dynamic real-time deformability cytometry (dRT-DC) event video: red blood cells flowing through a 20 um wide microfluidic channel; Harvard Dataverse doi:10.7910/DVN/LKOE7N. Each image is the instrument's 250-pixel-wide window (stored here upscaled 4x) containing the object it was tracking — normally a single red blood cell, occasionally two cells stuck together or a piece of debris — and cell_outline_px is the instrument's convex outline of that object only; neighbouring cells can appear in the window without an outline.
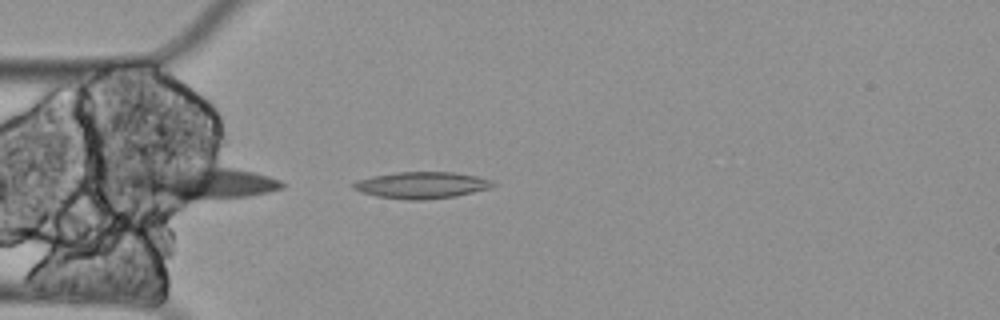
{"species": "Egyptian fruit bat (a non-hibernating species)", "species_latin": "Rousettus aegyptiacus", "temperature_condition": "cold", "stored_images_in_passage": 5, "camera_frame_rate_fps": 3000, "um_per_image_px": 0.085, "animal": {"sex": "female"}, "frame": {"image": 1, "passage_image": 1, "time_ms": 0.0, "image_size_px": [1000, 320], "cell_outline_px": [[500, 184], [492, 188], [456, 196], [424, 200], [408, 200], [376, 196], [352, 188], [352, 184], [356, 180], [372, 176], [396, 172], [452, 172], [476, 176], [492, 180]], "centroid_in_image_um": [35.9, 15.73], "position_along_channel_um": 49.1, "area_um2": 21.79}}
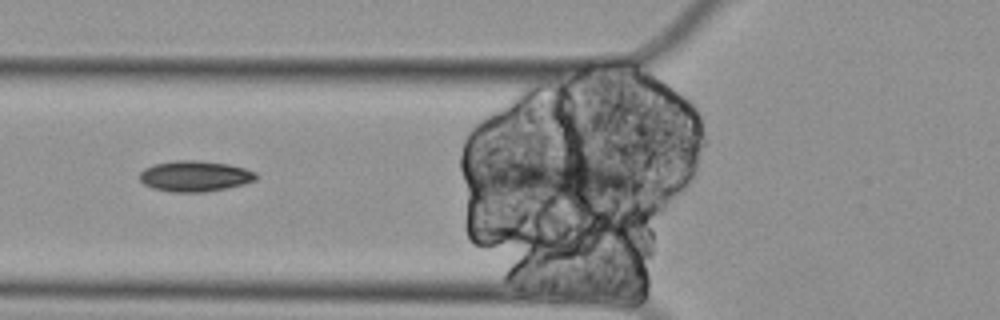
{"frame": {"image": 2, "passage_image": 4, "time_ms": 1.0, "image_size_px": [1000, 320], "cell_outline_px": [[260, 176], [256, 180], [244, 184], [204, 192], [172, 192], [152, 188], [144, 184], [140, 180], [140, 172], [144, 168], [152, 164], [172, 160], [196, 160], [228, 164], [244, 168], [256, 172]], "centroid_in_image_um": [16.56, 14.96], "position_along_channel_um": 109.2, "area_um2": 21.04}}